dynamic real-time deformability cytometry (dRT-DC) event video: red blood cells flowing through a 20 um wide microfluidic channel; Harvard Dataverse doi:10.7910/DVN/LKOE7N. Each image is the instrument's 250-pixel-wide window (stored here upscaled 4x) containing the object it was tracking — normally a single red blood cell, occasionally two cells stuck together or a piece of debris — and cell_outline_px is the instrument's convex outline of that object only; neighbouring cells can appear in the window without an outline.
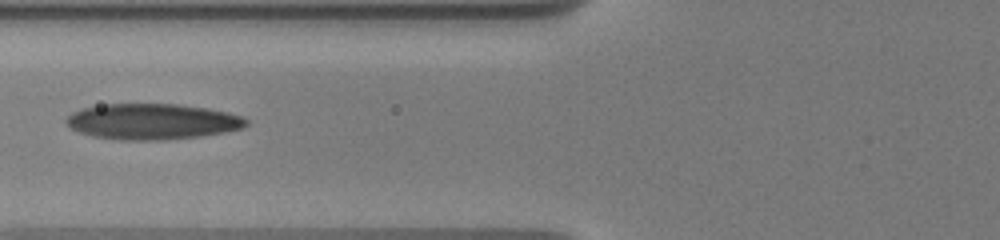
{"species": "human", "species_latin": "Homo sapiens", "temperature_condition": "warm", "stored_images_in_passage": 12, "camera_frame_rate_fps": 3000, "um_per_image_px": 0.085, "donor": {"sex": "male"}, "frame": {"image": 1, "passage_image": 11, "time_ms": 7.0, "image_size_px": [1000, 240], "cell_outline_px": [[248, 124], [244, 128], [224, 132], [200, 136], [164, 140], [120, 140], [92, 136], [80, 132], [72, 128], [64, 120], [72, 112], [84, 108], [104, 104], [180, 104], [208, 108], [228, 112], [244, 116], [248, 120]], "centroid_in_image_um": [12.99, 10.33], "position_along_channel_um": 112.8, "area_um2": 37.69}}